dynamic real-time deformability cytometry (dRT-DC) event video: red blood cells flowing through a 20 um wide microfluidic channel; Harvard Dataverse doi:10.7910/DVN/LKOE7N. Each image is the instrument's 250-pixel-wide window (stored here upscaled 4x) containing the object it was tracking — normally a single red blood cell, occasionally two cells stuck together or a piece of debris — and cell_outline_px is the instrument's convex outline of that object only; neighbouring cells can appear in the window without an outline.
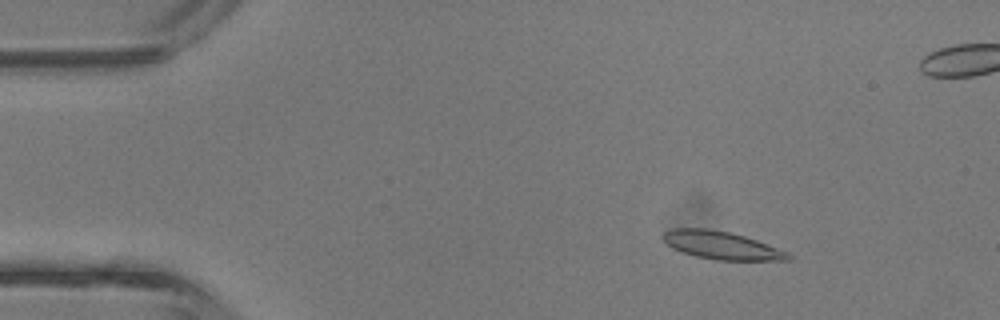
{"species": "common noctule bat (a hibernating species)", "species_latin": "Nyctalus noctula", "temperature_condition": "room temperature", "stored_images_in_passage": 9, "camera_frame_rate_fps": 3000, "um_per_image_px": 0.085, "animal": {"sex": "male", "body_mass_g": 13.3}, "frame": {"image": 1, "passage_image": 6, "time_ms": 1.667, "image_size_px": [1000, 320], "cell_outline_px": [[792, 260], [716, 260], [696, 256], [672, 248], [660, 236], [664, 232], [672, 228], [708, 228], [728, 232], [744, 236], [756, 240], [788, 252], [792, 256]], "centroid_in_image_um": [61.32, 20.85], "position_along_channel_um": 23.7, "area_um2": 20.23}}